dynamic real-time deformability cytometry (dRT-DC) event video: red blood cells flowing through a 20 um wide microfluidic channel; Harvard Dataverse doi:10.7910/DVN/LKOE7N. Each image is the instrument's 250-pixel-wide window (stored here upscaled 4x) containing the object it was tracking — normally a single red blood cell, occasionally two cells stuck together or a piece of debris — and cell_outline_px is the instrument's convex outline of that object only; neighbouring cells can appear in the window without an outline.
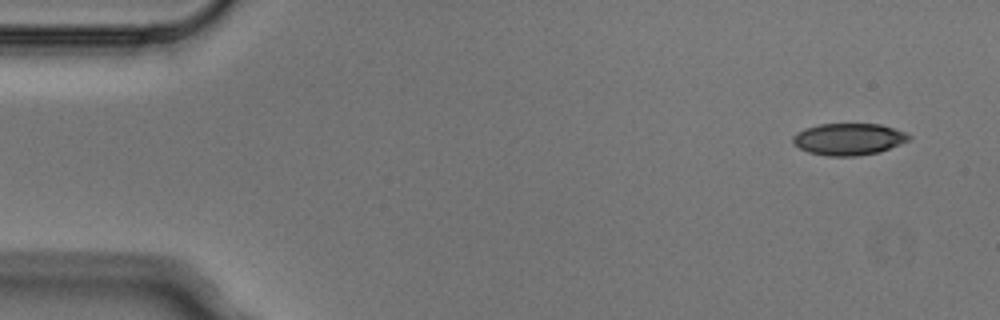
{"species": "Egyptian fruit bat (a non-hibernating species)", "species_latin": "Rousettus aegyptiacus", "temperature_condition": "cold", "stored_images_in_passage": 5, "segment_of_instrument_passage": [1, 2], "camera_frame_rate_fps": 3000, "um_per_image_px": 0.085, "animal": {"sex": "male"}, "frame": {"image": 1, "passage_image": 1, "time_ms": 0.0, "image_size_px": [1000, 320], "cell_outline_px": [[912, 140], [880, 152], [856, 156], [828, 156], [808, 152], [792, 144], [792, 136], [796, 132], [804, 128], [820, 124], [880, 124], [904, 132], [912, 136]], "centroid_in_image_um": [72.13, 11.83], "position_along_channel_um": 12.9, "area_um2": 21.73}}